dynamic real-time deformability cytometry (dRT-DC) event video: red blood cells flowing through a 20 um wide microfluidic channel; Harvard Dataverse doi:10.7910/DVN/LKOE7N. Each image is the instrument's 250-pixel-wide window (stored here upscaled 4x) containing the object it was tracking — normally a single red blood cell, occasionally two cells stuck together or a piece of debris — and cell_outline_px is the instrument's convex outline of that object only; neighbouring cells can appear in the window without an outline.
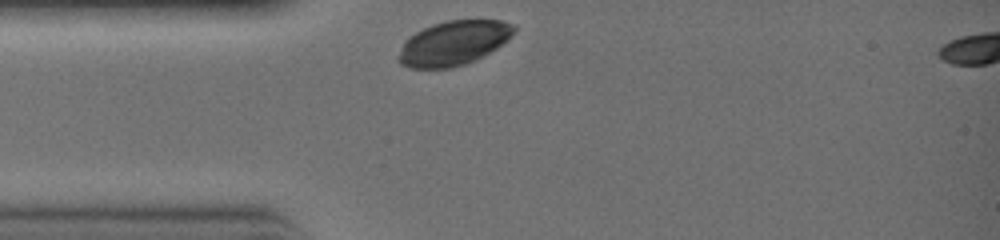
{"species": "common noctule bat (a hibernating species)", "species_latin": "Nyctalus noctula", "temperature_condition": "warm", "stored_images_in_passage": 4, "camera_frame_rate_fps": 3000, "um_per_image_px": 0.085, "animal": {"sex": "female", "body_mass_g": 19.0, "forearm_length_mm": 51.5}, "frame": {"image": 1, "passage_image": 1, "time_ms": 0.0, "image_size_px": [1000, 240], "cell_outline_px": [[516, 28], [512, 36], [496, 48], [484, 56], [476, 60], [452, 68], [408, 68], [400, 64], [396, 60], [396, 56], [404, 40], [416, 32], [432, 24], [448, 20], [500, 20], [516, 24]], "centroid_in_image_um": [38.53, 3.67], "position_along_channel_um": 46.5, "area_um2": 30.23}}